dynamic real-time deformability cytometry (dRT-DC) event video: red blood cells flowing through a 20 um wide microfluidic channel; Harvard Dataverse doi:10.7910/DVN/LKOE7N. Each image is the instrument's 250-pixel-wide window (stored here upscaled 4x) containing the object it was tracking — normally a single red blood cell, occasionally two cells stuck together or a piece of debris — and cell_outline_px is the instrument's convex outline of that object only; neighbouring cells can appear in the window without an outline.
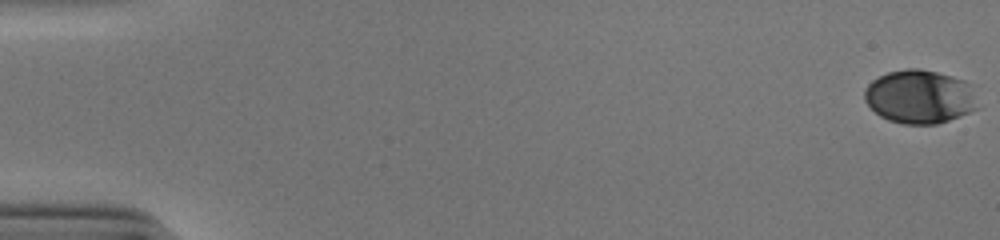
{"species": "human", "species_latin": "Homo sapiens", "temperature_condition": "cold", "stored_images_in_passage": 41, "camera_frame_rate_fps": 3000, "um_per_image_px": 0.085, "donor": {"sex": "male"}, "frame": {"image": 1, "passage_image": 1, "time_ms": 0.0, "image_size_px": [1000, 240], "cell_outline_px": [[976, 108], [968, 112], [948, 120], [936, 124], [904, 124], [888, 120], [880, 116], [864, 100], [864, 88], [872, 80], [888, 72], [908, 68], [920, 68], [952, 76], [976, 84]], "centroid_in_image_um": [78.19, 8.2], "position_along_channel_um": 6.8, "area_um2": 35.6}}
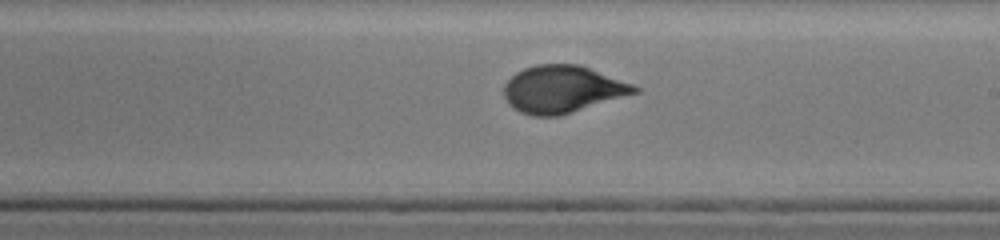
{"frame": {"image": 2, "passage_image": 19, "time_ms": 6.0, "image_size_px": [1000, 240], "cell_outline_px": [[640, 92], [560, 116], [532, 116], [520, 112], [512, 108], [508, 104], [504, 96], [504, 84], [516, 72], [524, 68], [536, 64], [580, 64], [632, 84], [640, 88]], "centroid_in_image_um": [47.8, 7.59], "position_along_channel_um": 241.2, "area_um2": 36.13}}
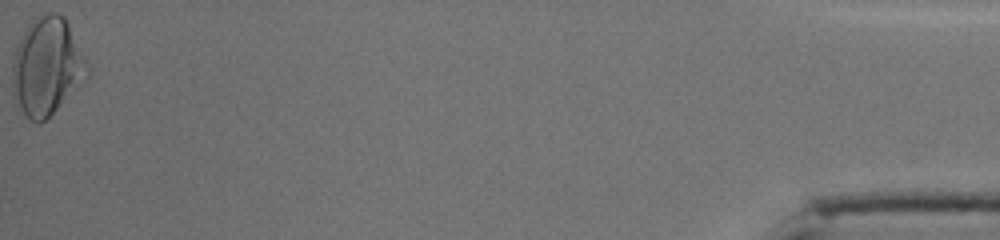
{"frame": {"image": 3, "passage_image": 41, "time_ms": 13.333, "image_size_px": [1000, 240], "cell_outline_px": [[92, 76], [84, 84], [40, 124], [36, 124], [16, 104], [12, 92], [12, 64], [16, 48], [28, 24], [36, 16], [48, 12], [56, 12], [64, 16], [92, 68]], "centroid_in_image_um": [4.05, 5.66], "position_along_channel_um": 431.2, "area_um2": 43.47}, "authors_computed_cell_mechanics": {"area_um2": 35.6626, "velocity_mm_per_s": 3.8646, "shape_relaxation_time_tau1_ms": 4.0723, "shape_relaxation_time_tau2_ms": null, "deformation_change_tau1": 0.1622, "deformation_change_tau2": null}}